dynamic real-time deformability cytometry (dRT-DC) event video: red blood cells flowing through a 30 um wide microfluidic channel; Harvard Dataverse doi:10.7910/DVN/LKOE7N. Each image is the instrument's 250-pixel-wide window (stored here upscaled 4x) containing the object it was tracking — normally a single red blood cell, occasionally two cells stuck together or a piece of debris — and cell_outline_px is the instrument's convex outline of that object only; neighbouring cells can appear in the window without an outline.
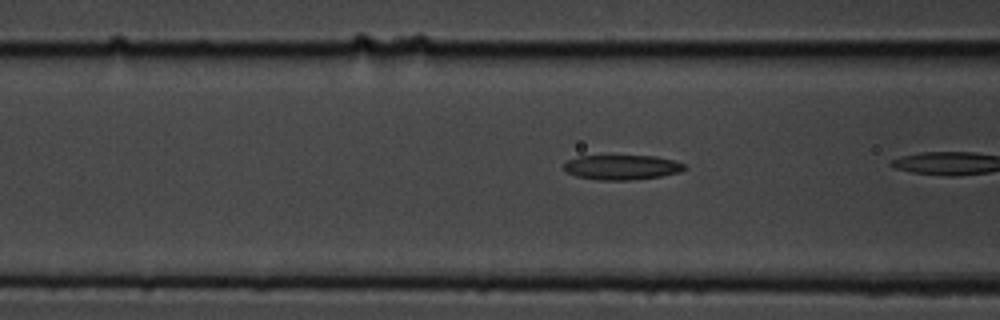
{"species": "common noctule bat (a hibernating species)", "species_latin": "Nyctalus noctula", "temperature_condition": "cold", "stored_images_in_passage": 10, "camera_frame_rate_fps": 3000, "um_per_image_px": 0.085, "animal": {"sex": "male", "body_mass_g": 19.5, "forearm_length_mm": 54.6}, "frame": {"image": 1, "passage_image": 9, "time_ms": 2.667, "image_size_px": [1000, 320], "cell_outline_px": [[688, 168], [680, 172], [660, 176], [632, 180], [596, 180], [576, 176], [568, 172], [564, 168], [564, 164], [568, 160], [580, 156], [656, 156], [672, 160], [684, 164]], "centroid_in_image_um": [52.87, 14.22], "position_along_channel_um": 113.7, "area_um2": 17.34}}